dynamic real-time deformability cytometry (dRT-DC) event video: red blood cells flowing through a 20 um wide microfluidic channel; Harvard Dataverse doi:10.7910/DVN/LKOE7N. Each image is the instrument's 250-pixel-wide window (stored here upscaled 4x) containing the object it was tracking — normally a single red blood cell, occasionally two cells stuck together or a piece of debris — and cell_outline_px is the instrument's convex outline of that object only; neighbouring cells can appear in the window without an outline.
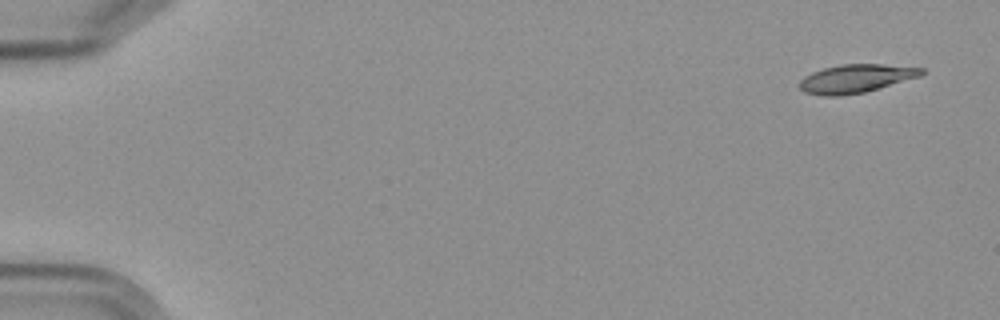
{"species": "Egyptian fruit bat (a non-hibernating species)", "species_latin": "Rousettus aegyptiacus", "temperature_condition": "cold", "stored_images_in_passage": 5, "camera_frame_rate_fps": 3000, "um_per_image_px": 0.085, "frame": {"image": 1, "passage_image": 1, "time_ms": 0.0, "image_size_px": [1000, 320], "cell_outline_px": [[924, 72], [920, 76], [880, 88], [864, 92], [840, 96], [824, 96], [804, 92], [800, 88], [800, 80], [804, 76], [812, 72], [824, 68], [840, 64], [880, 64], [924, 68]], "centroid_in_image_um": [72.73, 6.68], "position_along_channel_um": 12.3, "area_um2": 20.11}}